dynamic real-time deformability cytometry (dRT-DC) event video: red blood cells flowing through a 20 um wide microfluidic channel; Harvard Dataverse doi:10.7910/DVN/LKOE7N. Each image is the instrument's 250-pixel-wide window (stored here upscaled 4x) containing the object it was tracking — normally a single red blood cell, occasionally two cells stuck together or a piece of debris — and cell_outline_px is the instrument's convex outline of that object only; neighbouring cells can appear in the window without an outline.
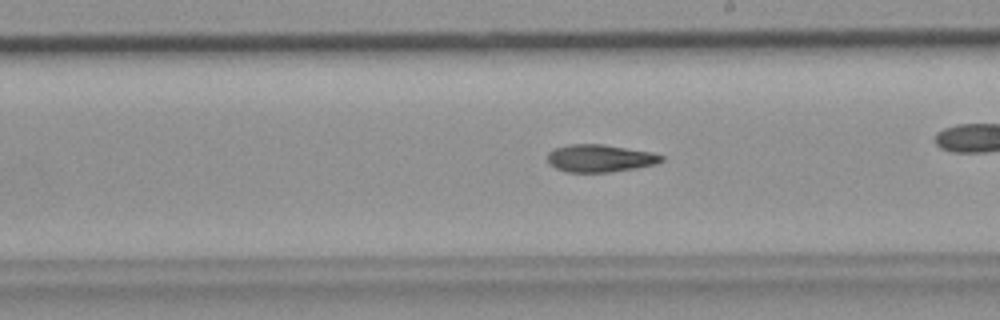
{"species": "common noctule bat (a hibernating species)", "species_latin": "Nyctalus noctula", "temperature_condition": "room temperature", "stored_images_in_passage": 31, "camera_frame_rate_fps": 3000, "um_per_image_px": 0.085, "animal": {"sex": "female", "body_mass_g": 19.9}, "frame": {"image": 1, "passage_image": 10, "time_ms": 3.0, "image_size_px": [1000, 320], "cell_outline_px": [[664, 160], [656, 164], [636, 168], [608, 172], [568, 172], [556, 168], [548, 164], [548, 152], [552, 148], [568, 144], [604, 144], [652, 152], [664, 156]], "centroid_in_image_um": [50.98, 13.44], "position_along_channel_um": 238.0, "area_um2": 18.44}}